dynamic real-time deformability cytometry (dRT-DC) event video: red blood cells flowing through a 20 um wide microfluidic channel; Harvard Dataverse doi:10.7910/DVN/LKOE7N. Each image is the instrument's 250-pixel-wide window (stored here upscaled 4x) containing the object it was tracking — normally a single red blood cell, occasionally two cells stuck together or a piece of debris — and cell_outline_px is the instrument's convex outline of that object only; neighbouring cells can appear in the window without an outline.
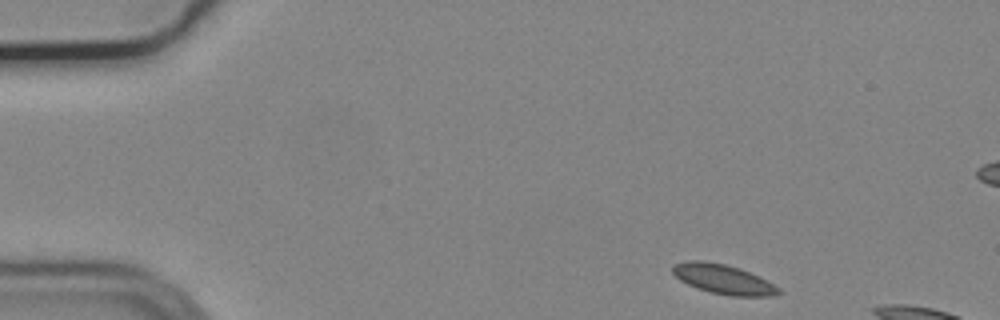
{"species": "common noctule bat (a hibernating species)", "species_latin": "Nyctalus noctula", "temperature_condition": "cold", "stored_images_in_passage": 8, "camera_frame_rate_fps": 3000, "um_per_image_px": 0.085, "animal": {"sex": "male", "body_mass_g": 19.2, "forearm_length_mm": 51.8}, "frame": {"image": 1, "passage_image": 1, "time_ms": 0.0, "image_size_px": [1000, 320], "cell_outline_px": [[784, 292], [772, 296], [728, 296], [696, 288], [680, 280], [672, 272], [672, 268], [676, 264], [688, 260], [704, 260], [724, 264], [740, 268], [780, 288]], "centroid_in_image_um": [61.47, 23.74], "position_along_channel_um": 23.5, "area_um2": 18.09}}